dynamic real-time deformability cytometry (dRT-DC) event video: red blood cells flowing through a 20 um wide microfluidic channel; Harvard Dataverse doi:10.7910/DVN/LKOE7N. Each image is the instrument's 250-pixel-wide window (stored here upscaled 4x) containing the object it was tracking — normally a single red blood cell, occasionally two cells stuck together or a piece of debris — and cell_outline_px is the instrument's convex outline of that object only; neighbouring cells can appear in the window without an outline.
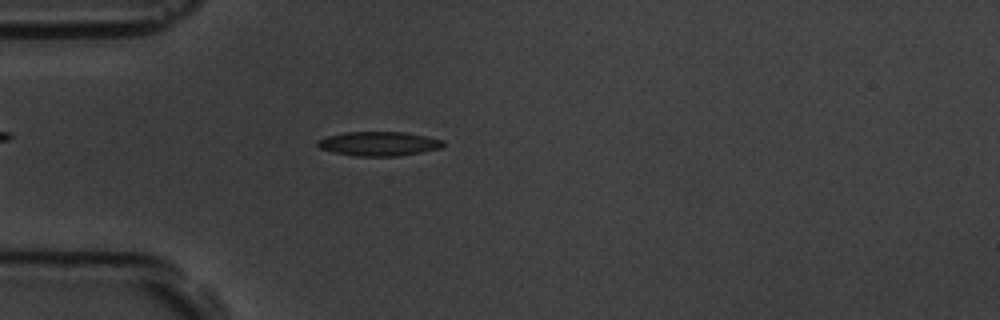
{"species": "common noctule bat (a hibernating species)", "species_latin": "Nyctalus noctula", "temperature_condition": "room temperature", "stored_images_in_passage": 42, "camera_frame_rate_fps": 3000, "um_per_image_px": 0.085, "animal": {"sex": "male", "body_mass_g": 19.5, "forearm_length_mm": 54.6}, "frame": {"image": 1, "passage_image": 2, "time_ms": 0.333, "image_size_px": [1000, 320], "cell_outline_px": [[444, 144], [440, 148], [400, 156], [356, 156], [332, 152], [320, 148], [316, 144], [316, 140], [324, 136], [344, 132], [404, 132], [444, 140]], "centroid_in_image_um": [32.13, 12.21], "position_along_channel_um": 52.9, "area_um2": 17.8}}
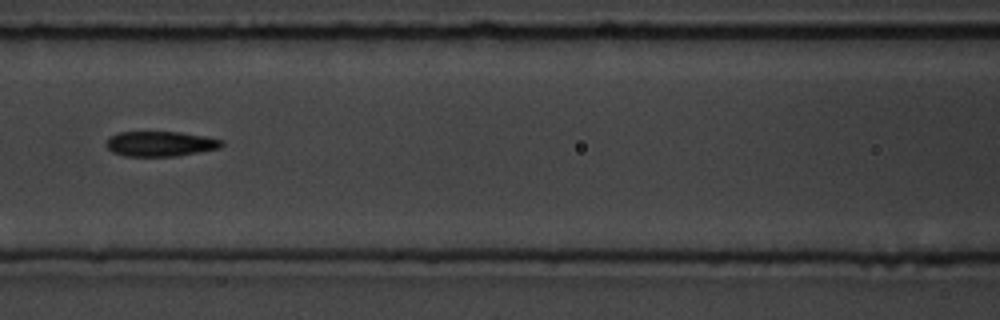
{"frame": {"image": 2, "passage_image": 11, "time_ms": 3.333, "image_size_px": [1000, 320], "cell_outline_px": [[224, 144], [220, 148], [176, 156], [124, 156], [112, 152], [104, 144], [108, 136], [116, 132], [180, 132], [204, 136], [224, 140]], "centroid_in_image_um": [13.59, 12.22], "position_along_channel_um": 153.0, "area_um2": 17.05}}
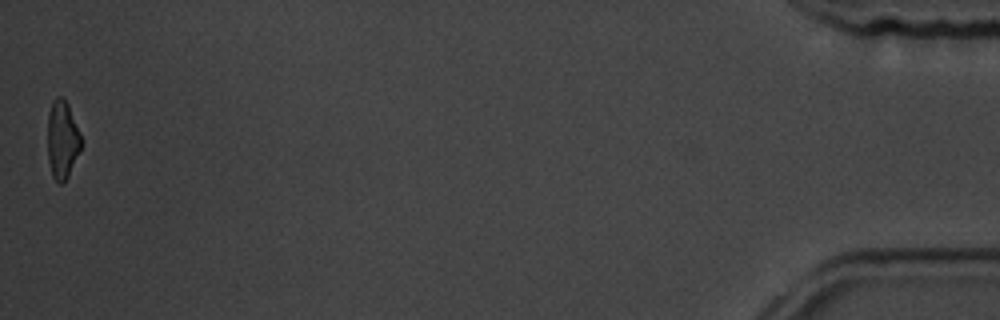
{"frame": {"image": 3, "passage_image": 42, "time_ms": 13.667, "image_size_px": [1000, 320], "cell_outline_px": [[80, 152], [68, 176], [60, 184], [52, 176], [48, 160], [48, 112], [52, 100], [56, 96], [64, 96], [68, 104], [80, 132]], "centroid_in_image_um": [5.28, 11.82], "position_along_channel_um": 429.9, "area_um2": 15.32}, "authors_computed_cell_mechanics": {"area_um2": 16.9354, "velocity_mm_per_s": 3.6281, "shape_relaxation_time_tau1_ms": 4.8197, "shape_relaxation_time_tau2_ms": 4.4869, "deformation_change_tau1": 0.1257, "deformation_change_tau2": 0.1351}}